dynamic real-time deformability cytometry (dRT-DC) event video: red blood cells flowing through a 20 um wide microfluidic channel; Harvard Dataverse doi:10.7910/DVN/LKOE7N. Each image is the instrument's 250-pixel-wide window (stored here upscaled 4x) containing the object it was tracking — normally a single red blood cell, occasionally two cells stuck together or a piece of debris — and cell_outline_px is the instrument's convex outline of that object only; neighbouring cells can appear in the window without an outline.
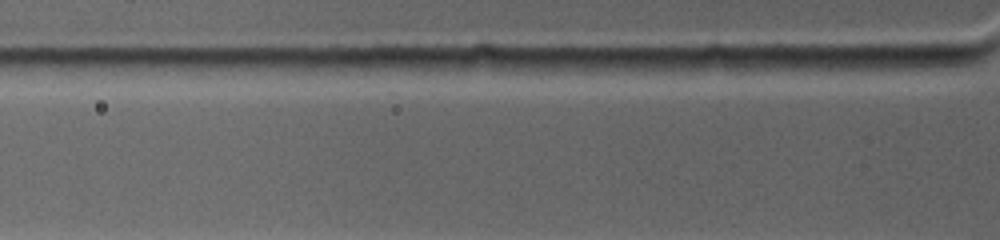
{"species": "common noctule bat (a hibernating species)", "species_latin": "Nyctalus noctula", "temperature_condition": "warm", "stored_images_in_passage": 4, "camera_frame_rate_fps": 4500, "um_per_image_px": 0.085, "animal": {"sex": "female", "body_mass_g": 19.0, "forearm_length_mm": 53.3}, "frame": {"image": 1, "passage_image": 4, "time_ms": 2.0, "image_size_px": [1000, 240], "cell_outline_px": [[960, 64], [932, 72], [840, 68], [856, 56], [952, 56], [960, 60]], "centroid_in_image_um": [76.73, 5.37], "position_along_channel_um": 49.1, "area_um2": 10.92}}